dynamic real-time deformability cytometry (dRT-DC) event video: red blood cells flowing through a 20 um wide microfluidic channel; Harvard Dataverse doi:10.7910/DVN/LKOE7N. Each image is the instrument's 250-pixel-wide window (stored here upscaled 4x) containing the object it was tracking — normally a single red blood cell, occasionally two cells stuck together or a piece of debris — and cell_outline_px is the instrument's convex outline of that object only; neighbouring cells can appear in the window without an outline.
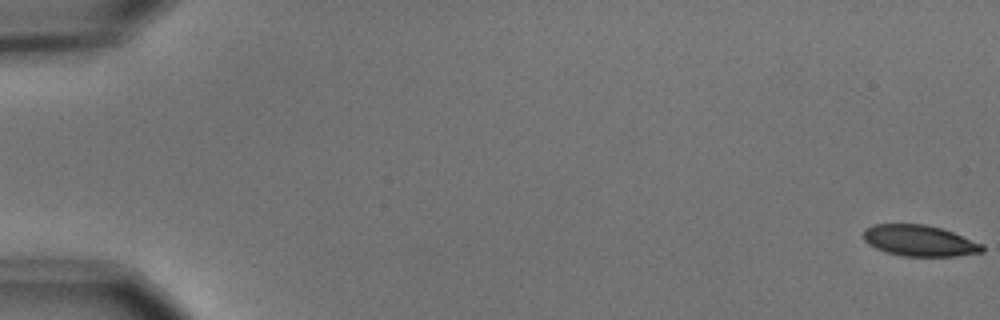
{"species": "common noctule bat (a hibernating species)", "species_latin": "Nyctalus noctula", "temperature_condition": "cold", "stored_images_in_passage": 45, "camera_frame_rate_fps": 3000, "um_per_image_px": 0.085, "animal": {"sex": "male", "body_mass_g": 15.6}, "frame": {"image": 1, "passage_image": 1, "time_ms": 0.0, "image_size_px": [1000, 320], "cell_outline_px": [[984, 252], [956, 256], [904, 256], [888, 252], [876, 248], [868, 244], [864, 240], [864, 228], [872, 224], [924, 224], [940, 228], [952, 232], [984, 244]], "centroid_in_image_um": [78.16, 20.45], "position_along_channel_um": 6.8, "area_um2": 21.5}}
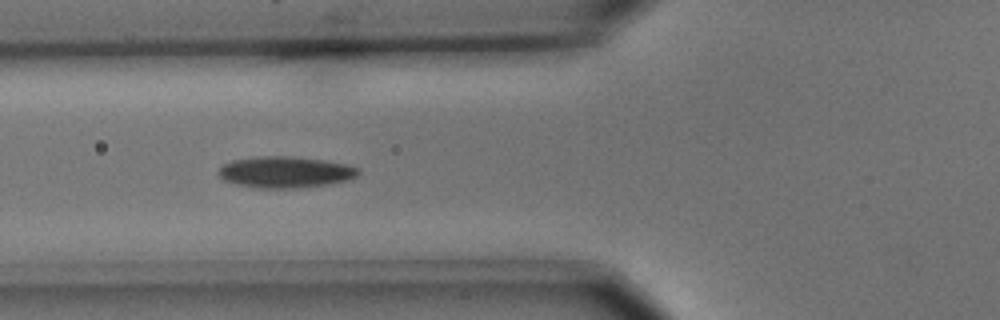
{"frame": {"image": 2, "passage_image": 22, "time_ms": 7.0, "image_size_px": [1000, 320], "cell_outline_px": [[360, 172], [356, 176], [348, 180], [324, 184], [296, 188], [260, 188], [240, 184], [224, 180], [216, 172], [224, 164], [232, 160], [252, 156], [292, 156], [324, 160], [348, 164], [360, 168]], "centroid_in_image_um": [24.26, 14.61], "position_along_channel_um": 101.5, "area_um2": 25.49}}
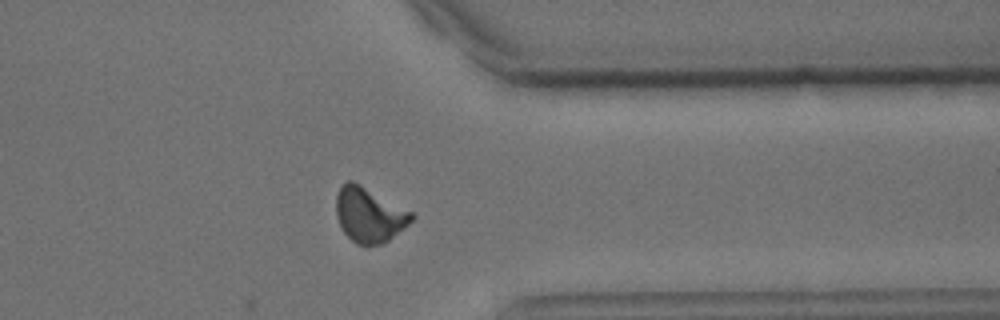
{"frame": {"image": 3, "passage_image": 45, "time_ms": 14.667, "image_size_px": [1000, 320], "cell_outline_px": [[416, 216], [404, 228], [388, 240], [380, 244], [364, 248], [356, 244], [344, 232], [336, 216], [336, 196], [340, 188], [348, 180], [352, 180], [412, 212]], "centroid_in_image_um": [31.37, 18.29], "position_along_channel_um": 380.0, "area_um2": 23.99}}